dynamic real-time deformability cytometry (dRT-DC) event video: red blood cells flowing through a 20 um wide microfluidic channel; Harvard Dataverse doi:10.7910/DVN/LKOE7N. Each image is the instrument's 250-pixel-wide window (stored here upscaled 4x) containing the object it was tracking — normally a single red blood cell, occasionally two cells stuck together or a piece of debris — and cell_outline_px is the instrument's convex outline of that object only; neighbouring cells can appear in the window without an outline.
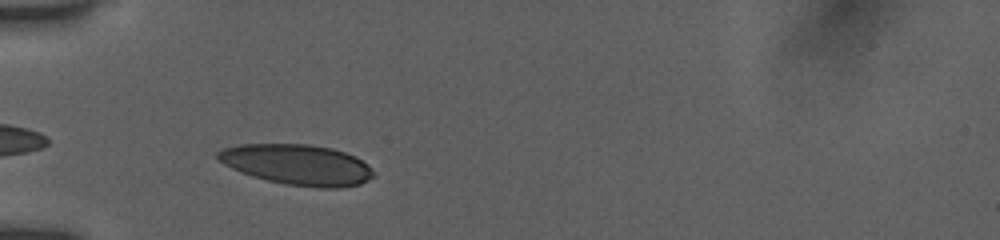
{"species": "human", "species_latin": "Homo sapiens", "temperature_condition": "room temperature", "stored_images_in_passage": 32, "camera_frame_rate_fps": 3000, "um_per_image_px": 0.085, "donor": {"sex": "female"}, "frame": {"image": 1, "passage_image": 2, "time_ms": 0.333, "image_size_px": [1000, 240], "cell_outline_px": [[376, 176], [360, 184], [340, 188], [320, 188], [284, 184], [252, 176], [240, 172], [224, 164], [216, 156], [216, 152], [224, 148], [240, 144], [308, 144], [332, 148], [356, 156], [368, 164]], "centroid_in_image_um": [25.3, 14.0], "position_along_channel_um": 59.7, "area_um2": 36.93}}
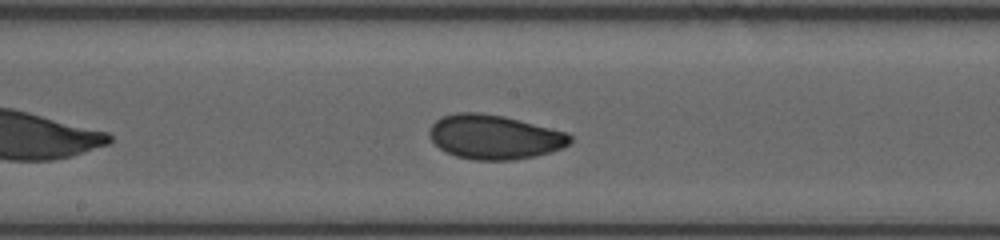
{"frame": {"image": 2, "passage_image": 14, "time_ms": 4.333, "image_size_px": [1000, 240], "cell_outline_px": [[572, 140], [568, 144], [560, 148], [536, 156], [512, 160], [476, 160], [456, 156], [444, 152], [428, 136], [428, 128], [440, 116], [456, 112], [480, 112], [504, 116], [568, 132], [572, 136]], "centroid_in_image_um": [41.99, 11.63], "position_along_channel_um": 206.2, "area_um2": 36.59}}
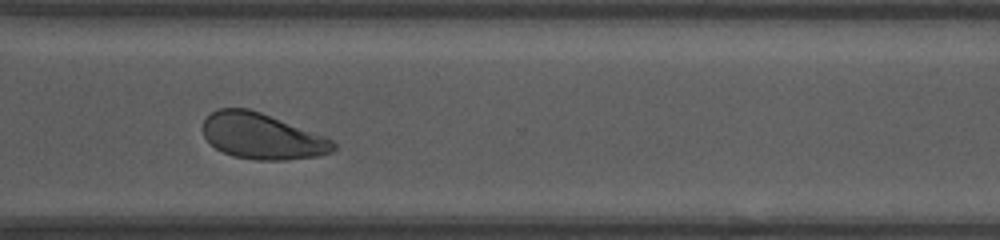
{"frame": {"image": 3, "passage_image": 25, "time_ms": 8.0, "image_size_px": [1000, 240], "cell_outline_px": [[336, 148], [332, 152], [316, 156], [288, 160], [256, 160], [232, 156], [216, 148], [204, 136], [200, 128], [204, 120], [212, 112], [220, 108], [248, 108], [260, 112], [324, 136], [332, 140], [336, 144]], "centroid_in_image_um": [22.25, 11.58], "position_along_channel_um": 348.3, "area_um2": 34.74}, "authors_computed_cell_mechanics": {"area_um2": 35.9805, "velocity_mm_per_s": 3.8936, "shape_relaxation_time_tau1_ms": 3.7996, "shape_relaxation_time_tau2_ms": 1.7679, "deformation_change_tau1": 0.1113, "deformation_change_tau2": 0.0616}}